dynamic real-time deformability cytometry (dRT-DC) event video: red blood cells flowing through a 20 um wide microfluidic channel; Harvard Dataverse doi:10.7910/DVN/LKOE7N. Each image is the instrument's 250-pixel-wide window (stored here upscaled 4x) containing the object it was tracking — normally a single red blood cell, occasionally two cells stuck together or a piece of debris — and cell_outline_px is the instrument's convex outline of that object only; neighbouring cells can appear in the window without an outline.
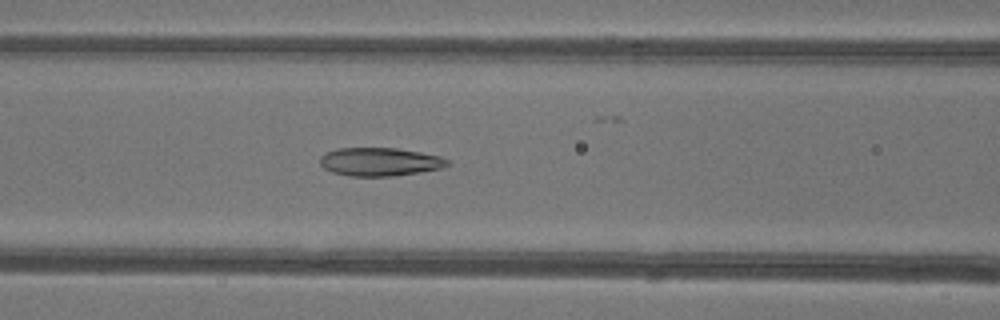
{"species": "common noctule bat (a hibernating species)", "species_latin": "Nyctalus noctula", "temperature_condition": "warm", "stored_images_in_passage": 46, "camera_frame_rate_fps": 3000, "um_per_image_px": 0.085, "animal": {"sex": "female"}, "frame": {"image": 1, "passage_image": 18, "time_ms": 5.667, "image_size_px": [1000, 320], "cell_outline_px": [[448, 164], [440, 168], [420, 172], [392, 176], [348, 176], [332, 172], [324, 168], [320, 164], [320, 156], [324, 152], [336, 148], [396, 148], [420, 152], [440, 156], [448, 160]], "centroid_in_image_um": [32.22, 13.75], "position_along_channel_um": 134.4, "area_um2": 21.04}}
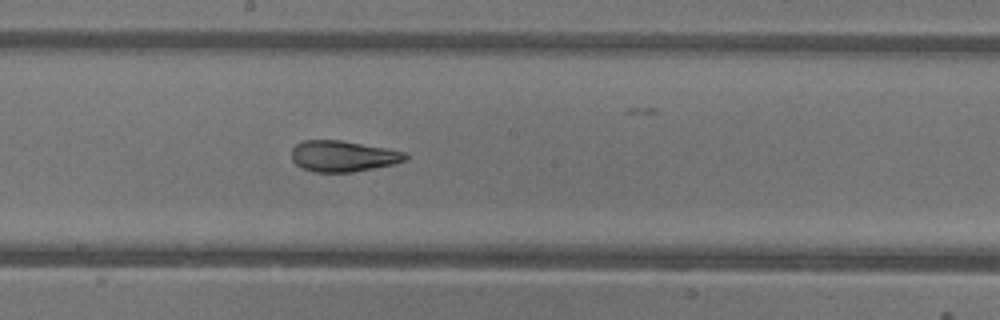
{"frame": {"image": 2, "passage_image": 24, "time_ms": 7.667, "image_size_px": [1000, 320], "cell_outline_px": [[408, 160], [396, 164], [352, 172], [316, 172], [304, 168], [296, 164], [292, 160], [292, 148], [296, 144], [304, 140], [340, 140], [384, 148], [404, 152], [408, 156]], "centroid_in_image_um": [29.17, 13.28], "position_along_channel_um": 219.0, "area_um2": 20.46}}
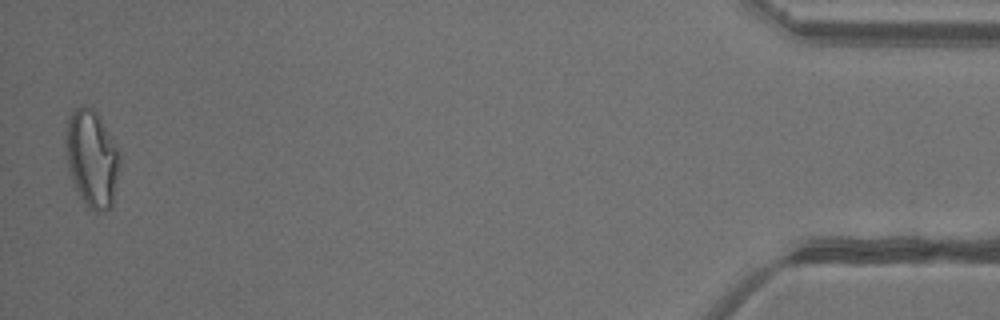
{"frame": {"image": 3, "passage_image": 45, "time_ms": 14.667, "image_size_px": [1000, 320], "cell_outline_px": [[120, 164], [112, 208], [104, 212], [96, 212], [88, 208], [80, 196], [68, 172], [64, 144], [64, 140], [68, 120], [72, 112], [80, 104], [84, 104], [92, 108], [100, 116], [116, 144], [120, 156]], "centroid_in_image_um": [7.81, 13.47], "position_along_channel_um": 427.4, "area_um2": 31.15}, "authors_computed_cell_mechanics": {"area_um2": 23.6402, "velocity_mm_per_s": 4.2323, "shape_relaxation_time_tau1_ms": null, "shape_relaxation_time_tau2_ms": 1.8423, "deformation_change_tau1": null, "deformation_change_tau2": 0.0963}}